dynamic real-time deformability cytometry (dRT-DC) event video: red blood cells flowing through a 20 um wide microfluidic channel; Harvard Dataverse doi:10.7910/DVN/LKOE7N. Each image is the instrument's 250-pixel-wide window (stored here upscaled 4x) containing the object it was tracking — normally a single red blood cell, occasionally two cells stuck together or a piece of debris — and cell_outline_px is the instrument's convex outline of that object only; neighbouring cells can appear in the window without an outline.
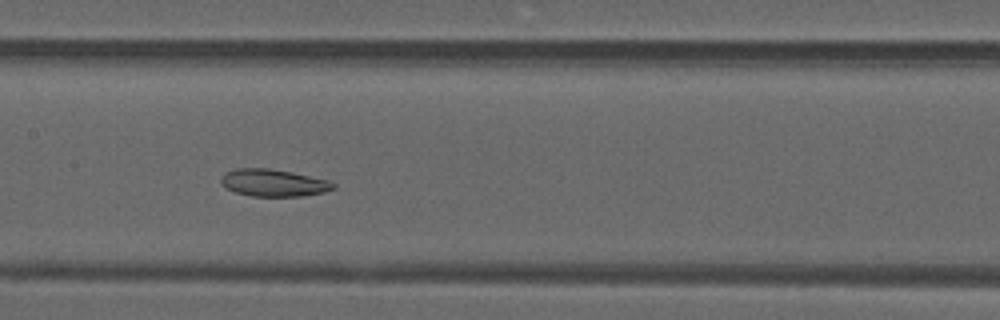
{"species": "common noctule bat (a hibernating species)", "species_latin": "Nyctalus noctula", "temperature_condition": "warm", "stored_images_in_passage": 43, "camera_frame_rate_fps": 3000, "um_per_image_px": 0.085, "animal": {"sex": "male", "forearm_length_mm": 52.5}, "frame": {"image": 1, "passage_image": 18, "time_ms": 5.667, "image_size_px": [1000, 320], "cell_outline_px": [[336, 188], [324, 192], [304, 196], [252, 196], [236, 192], [224, 188], [220, 184], [220, 176], [224, 172], [236, 168], [268, 168], [292, 172], [328, 180], [336, 184]], "centroid_in_image_um": [23.21, 15.53], "position_along_channel_um": 184.2, "area_um2": 18.03}}
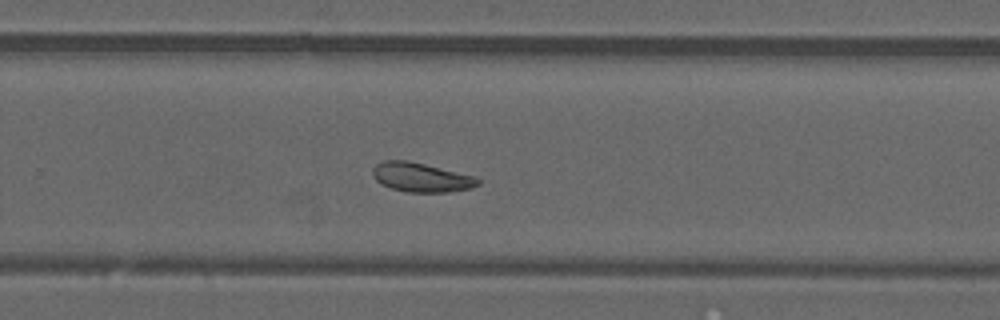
{"frame": {"image": 2, "passage_image": 26, "time_ms": 8.333, "image_size_px": [1000, 320], "cell_outline_px": [[480, 184], [472, 188], [448, 192], [408, 192], [392, 188], [380, 184], [372, 176], [372, 168], [376, 164], [384, 160], [408, 160], [476, 176], [480, 180]], "centroid_in_image_um": [35.8, 15.07], "position_along_channel_um": 294.0, "area_um2": 18.09}}
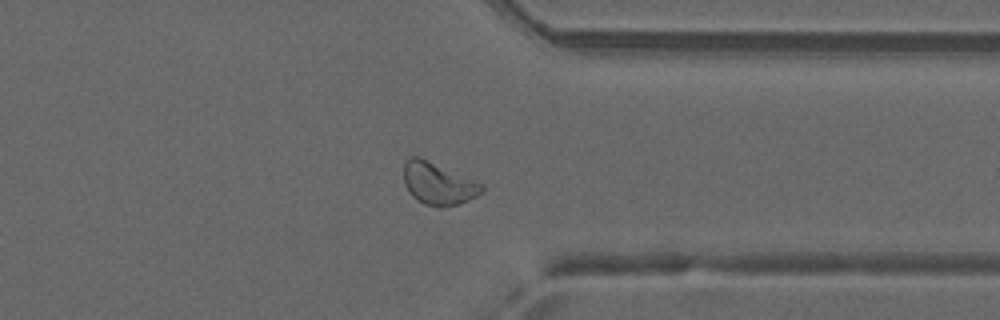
{"frame": {"image": 3, "passage_image": 32, "time_ms": 10.333, "image_size_px": [1000, 320], "cell_outline_px": [[484, 188], [476, 196], [468, 200], [456, 204], [440, 208], [424, 204], [416, 200], [408, 192], [404, 184], [404, 164], [412, 156], [420, 156], [484, 184]], "centroid_in_image_um": [37.22, 15.6], "position_along_channel_um": 374.2, "area_um2": 19.25}}